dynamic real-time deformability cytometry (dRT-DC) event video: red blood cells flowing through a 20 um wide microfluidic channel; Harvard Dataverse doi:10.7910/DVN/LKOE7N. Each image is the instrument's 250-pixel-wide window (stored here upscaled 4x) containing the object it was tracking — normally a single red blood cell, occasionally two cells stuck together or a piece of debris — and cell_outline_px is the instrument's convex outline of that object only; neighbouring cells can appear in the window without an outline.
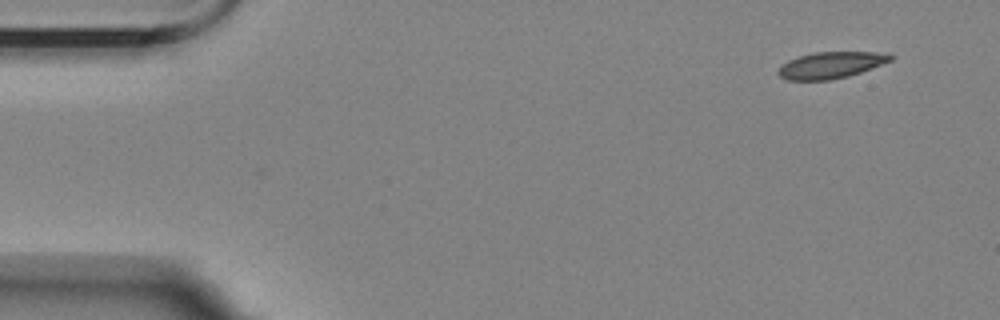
{"species": "Egyptian fruit bat (a non-hibernating species)", "species_latin": "Rousettus aegyptiacus", "temperature_condition": "room temperature", "stored_images_in_passage": 6, "camera_frame_rate_fps": 3000, "um_per_image_px": 0.085, "animal": {"sex": "female"}, "frame": {"image": 1, "passage_image": 1, "time_ms": 0.0, "image_size_px": [1000, 320], "cell_outline_px": [[896, 56], [892, 60], [872, 68], [848, 76], [828, 80], [788, 80], [780, 76], [776, 72], [788, 60], [812, 52], [888, 52]], "centroid_in_image_um": [70.67, 5.52], "position_along_channel_um": 14.3, "area_um2": 17.34}}